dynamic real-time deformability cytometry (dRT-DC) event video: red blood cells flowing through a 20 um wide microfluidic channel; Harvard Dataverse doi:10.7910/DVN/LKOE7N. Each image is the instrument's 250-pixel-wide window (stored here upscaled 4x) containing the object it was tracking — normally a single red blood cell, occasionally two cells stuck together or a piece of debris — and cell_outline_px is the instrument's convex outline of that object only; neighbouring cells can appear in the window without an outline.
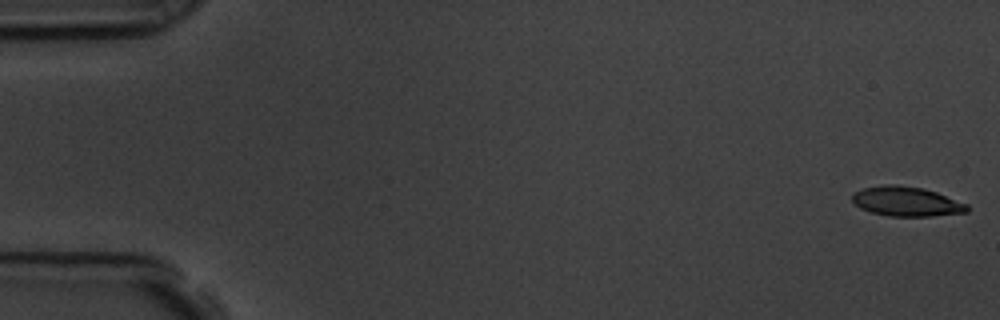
{"species": "common noctule bat (a hibernating species)", "species_latin": "Nyctalus noctula", "temperature_condition": "room temperature", "stored_images_in_passage": 57, "camera_frame_rate_fps": 3000, "um_per_image_px": 0.085, "animal": {"sex": "male", "body_mass_g": 19.5, "forearm_length_mm": 54.6}, "frame": {"image": 1, "passage_image": 1, "time_ms": 0.0, "image_size_px": [1000, 320], "cell_outline_px": [[968, 212], [932, 216], [888, 216], [872, 212], [860, 208], [852, 200], [852, 196], [856, 192], [864, 188], [884, 184], [896, 184], [924, 188], [936, 192], [968, 204]], "centroid_in_image_um": [77.07, 17.12], "position_along_channel_um": 7.9, "area_um2": 19.77}}
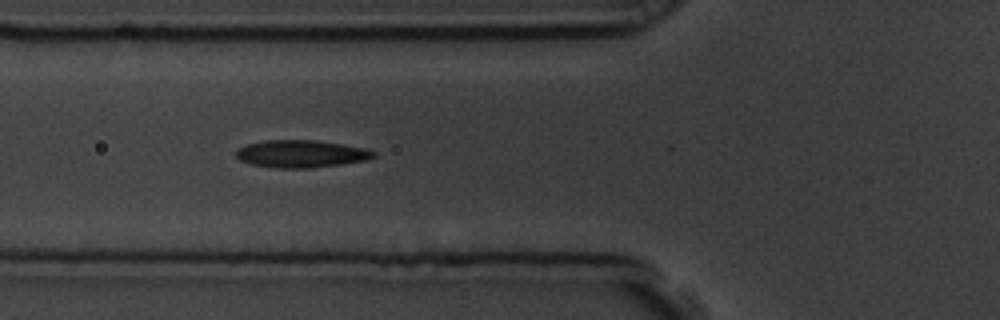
{"frame": {"image": 2, "passage_image": 21, "time_ms": 6.667, "image_size_px": [1000, 320], "cell_outline_px": [[376, 156], [364, 160], [340, 164], [312, 168], [276, 168], [252, 164], [240, 160], [236, 156], [236, 152], [240, 148], [248, 144], [264, 140], [316, 140], [344, 144], [364, 148], [376, 152]], "centroid_in_image_um": [25.6, 13.07], "position_along_channel_um": 100.2, "area_um2": 21.85}}
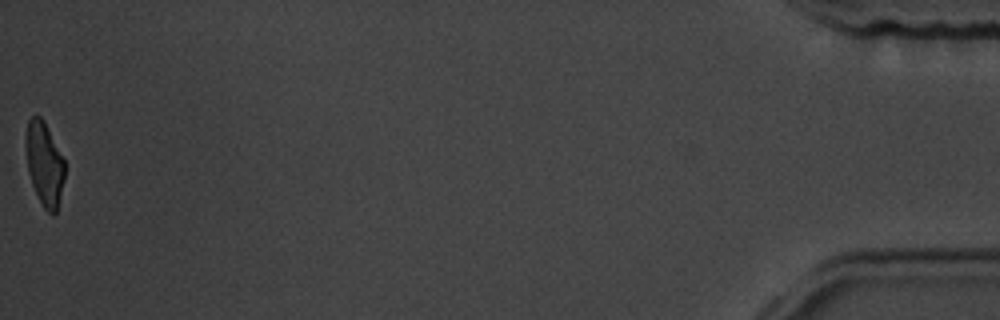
{"frame": {"image": 3, "passage_image": 57, "time_ms": 18.667, "image_size_px": [1000, 320], "cell_outline_px": [[64, 180], [56, 212], [52, 216], [44, 208], [32, 184], [28, 172], [28, 120], [32, 116], [40, 116], [44, 120], [64, 160]], "centroid_in_image_um": [3.81, 13.97], "position_along_channel_um": 431.4, "area_um2": 18.15}, "authors_computed_cell_mechanics": {"area_um2": 21.0392, "velocity_mm_per_s": 3.5916, "shape_relaxation_time_tau1_ms": 4.9189, "shape_relaxation_time_tau2_ms": 1.956, "deformation_change_tau1": 0.1532, "deformation_change_tau2": 0.0915}}